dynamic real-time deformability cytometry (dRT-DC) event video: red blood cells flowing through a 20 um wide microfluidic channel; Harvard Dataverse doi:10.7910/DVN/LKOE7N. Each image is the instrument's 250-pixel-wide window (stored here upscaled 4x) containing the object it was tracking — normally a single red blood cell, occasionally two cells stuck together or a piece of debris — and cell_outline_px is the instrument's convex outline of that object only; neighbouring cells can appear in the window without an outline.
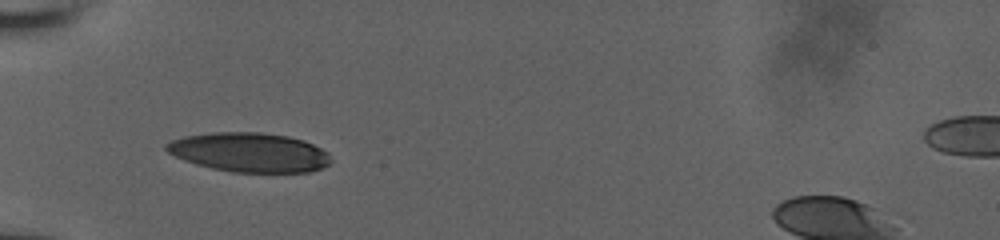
{"species": "human", "species_latin": "Homo sapiens", "temperature_condition": "room temperature", "stored_images_in_passage": 2, "camera_frame_rate_fps": 3000, "um_per_image_px": 0.085, "donor": {"sex": "male"}, "frame": {"image": 1, "passage_image": 1, "time_ms": 0.0, "image_size_px": [1000, 240], "cell_outline_px": [[332, 160], [328, 164], [320, 168], [308, 172], [232, 172], [212, 168], [196, 164], [184, 160], [168, 152], [164, 148], [164, 144], [172, 140], [184, 136], [212, 132], [260, 132], [288, 136], [304, 140], [328, 152]], "centroid_in_image_um": [21.19, 12.94], "position_along_channel_um": 63.8, "area_um2": 37.69}}